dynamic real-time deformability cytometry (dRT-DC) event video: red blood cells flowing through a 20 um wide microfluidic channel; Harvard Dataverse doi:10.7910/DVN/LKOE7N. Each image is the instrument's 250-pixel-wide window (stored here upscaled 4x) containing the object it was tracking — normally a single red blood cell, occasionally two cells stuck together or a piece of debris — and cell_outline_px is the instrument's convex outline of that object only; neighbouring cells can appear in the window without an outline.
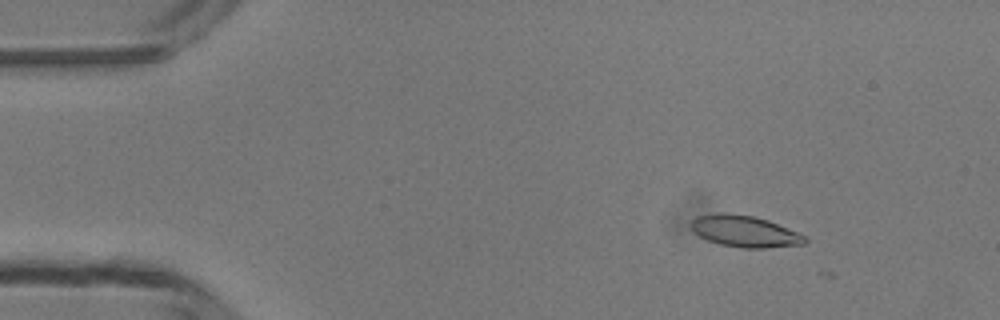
{"species": "common noctule bat (a hibernating species)", "species_latin": "Nyctalus noctula", "temperature_condition": "room temperature", "stored_images_in_passage": 4, "camera_frame_rate_fps": 3000, "um_per_image_px": 0.085, "animal": {"sex": "male", "body_mass_g": 13.3}, "frame": {"image": 1, "passage_image": 3, "time_ms": 0.667, "image_size_px": [1000, 320], "cell_outline_px": [[808, 240], [804, 244], [764, 248], [740, 248], [720, 244], [708, 240], [700, 236], [688, 224], [696, 216], [724, 212], [752, 216], [768, 220], [796, 232], [804, 236]], "centroid_in_image_um": [63.27, 19.66], "position_along_channel_um": 21.7, "area_um2": 20.69}}